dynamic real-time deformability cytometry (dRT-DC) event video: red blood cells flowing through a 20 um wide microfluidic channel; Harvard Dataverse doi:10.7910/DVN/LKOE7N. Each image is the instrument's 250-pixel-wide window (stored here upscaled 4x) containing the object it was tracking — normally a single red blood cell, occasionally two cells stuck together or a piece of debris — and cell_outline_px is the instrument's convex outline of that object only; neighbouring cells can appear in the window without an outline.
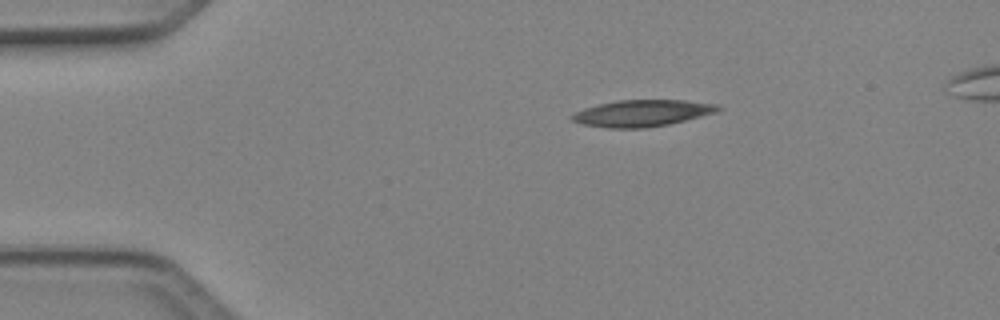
{"species": "Egyptian fruit bat (a non-hibernating species)", "species_latin": "Rousettus aegyptiacus", "temperature_condition": "cold", "stored_images_in_passage": 41, "camera_frame_rate_fps": 3000, "um_per_image_px": 0.085, "animal": {"sex": "female"}, "frame": {"image": 1, "passage_image": 1, "time_ms": 0.0, "image_size_px": [1000, 320], "cell_outline_px": [[724, 108], [716, 112], [668, 124], [644, 128], [608, 128], [584, 124], [572, 120], [568, 116], [584, 108], [616, 100], [684, 100], [716, 104]], "centroid_in_image_um": [54.57, 9.61], "position_along_channel_um": 30.4, "area_um2": 22.43}}
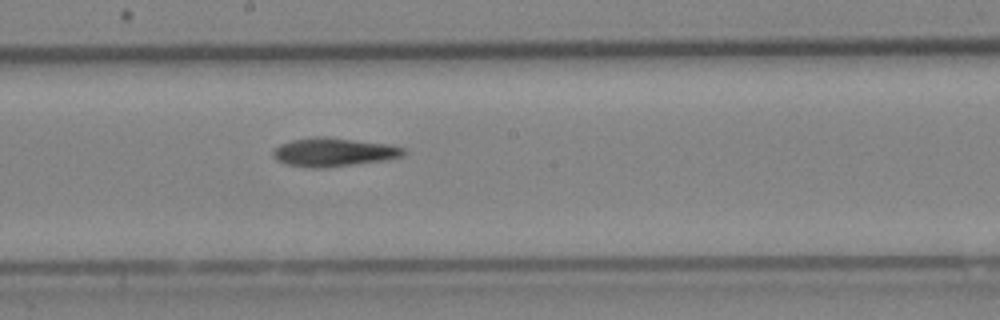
{"frame": {"image": 2, "passage_image": 19, "time_ms": 6.0, "image_size_px": [1000, 320], "cell_outline_px": [[408, 152], [404, 156], [384, 160], [320, 168], [312, 168], [288, 164], [276, 160], [272, 156], [272, 148], [280, 144], [292, 140], [312, 136], [328, 136], [392, 144], [404, 148]], "centroid_in_image_um": [28.36, 12.9], "position_along_channel_um": 219.8, "area_um2": 22.08}}
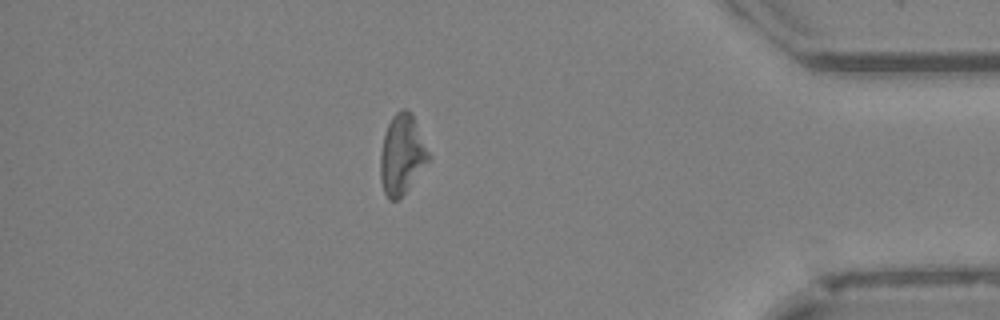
{"frame": {"image": 3, "passage_image": 35, "time_ms": 11.333, "image_size_px": [1000, 320], "cell_outline_px": [[432, 156], [404, 192], [396, 200], [388, 200], [384, 192], [380, 180], [380, 156], [384, 136], [388, 124], [392, 116], [396, 112], [404, 108], [408, 108], [412, 112]], "centroid_in_image_um": [34.17, 13.09], "position_along_channel_um": 401.0, "area_um2": 22.37}, "authors_computed_cell_mechanics": {"area_um2": 22.1374, "velocity_mm_per_s": 4.0815, "shape_relaxation_time_tau1_ms": 10.8816, "shape_relaxation_time_tau2_ms": 5.827, "deformation_change_tau1": 0.224, "deformation_change_tau2": 0.1825}}